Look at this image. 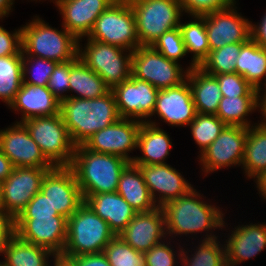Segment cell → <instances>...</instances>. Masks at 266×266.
I'll return each mask as SVG.
<instances>
[{"label": "cell", "instance_id": "obj_33", "mask_svg": "<svg viewBox=\"0 0 266 266\" xmlns=\"http://www.w3.org/2000/svg\"><path fill=\"white\" fill-rule=\"evenodd\" d=\"M191 18V21H186V23L181 20L179 24L186 52L193 54L189 66L186 67L188 71L199 66L210 51L205 16H191Z\"/></svg>", "mask_w": 266, "mask_h": 266}, {"label": "cell", "instance_id": "obj_27", "mask_svg": "<svg viewBox=\"0 0 266 266\" xmlns=\"http://www.w3.org/2000/svg\"><path fill=\"white\" fill-rule=\"evenodd\" d=\"M186 79L197 113L216 115L222 94L215 76L196 66L188 71Z\"/></svg>", "mask_w": 266, "mask_h": 266}, {"label": "cell", "instance_id": "obj_56", "mask_svg": "<svg viewBox=\"0 0 266 266\" xmlns=\"http://www.w3.org/2000/svg\"><path fill=\"white\" fill-rule=\"evenodd\" d=\"M0 214H4V207H3V203H2L1 184H0Z\"/></svg>", "mask_w": 266, "mask_h": 266}, {"label": "cell", "instance_id": "obj_9", "mask_svg": "<svg viewBox=\"0 0 266 266\" xmlns=\"http://www.w3.org/2000/svg\"><path fill=\"white\" fill-rule=\"evenodd\" d=\"M32 139L54 166H70L75 145L59 114L23 121Z\"/></svg>", "mask_w": 266, "mask_h": 266}, {"label": "cell", "instance_id": "obj_50", "mask_svg": "<svg viewBox=\"0 0 266 266\" xmlns=\"http://www.w3.org/2000/svg\"><path fill=\"white\" fill-rule=\"evenodd\" d=\"M251 38L258 45L266 48V12L260 22L251 23Z\"/></svg>", "mask_w": 266, "mask_h": 266}, {"label": "cell", "instance_id": "obj_22", "mask_svg": "<svg viewBox=\"0 0 266 266\" xmlns=\"http://www.w3.org/2000/svg\"><path fill=\"white\" fill-rule=\"evenodd\" d=\"M116 0H56L55 6L62 15V26L78 42L91 32L96 19Z\"/></svg>", "mask_w": 266, "mask_h": 266}, {"label": "cell", "instance_id": "obj_46", "mask_svg": "<svg viewBox=\"0 0 266 266\" xmlns=\"http://www.w3.org/2000/svg\"><path fill=\"white\" fill-rule=\"evenodd\" d=\"M236 0H179L184 15L203 16L217 10L225 9Z\"/></svg>", "mask_w": 266, "mask_h": 266}, {"label": "cell", "instance_id": "obj_48", "mask_svg": "<svg viewBox=\"0 0 266 266\" xmlns=\"http://www.w3.org/2000/svg\"><path fill=\"white\" fill-rule=\"evenodd\" d=\"M76 266H111L106 255L102 253L85 254L68 257Z\"/></svg>", "mask_w": 266, "mask_h": 266}, {"label": "cell", "instance_id": "obj_31", "mask_svg": "<svg viewBox=\"0 0 266 266\" xmlns=\"http://www.w3.org/2000/svg\"><path fill=\"white\" fill-rule=\"evenodd\" d=\"M236 73L243 76L255 89L266 80V48L252 38L245 42L236 61Z\"/></svg>", "mask_w": 266, "mask_h": 266}, {"label": "cell", "instance_id": "obj_10", "mask_svg": "<svg viewBox=\"0 0 266 266\" xmlns=\"http://www.w3.org/2000/svg\"><path fill=\"white\" fill-rule=\"evenodd\" d=\"M131 75L157 89L178 86L187 78L182 64L169 60L152 46H139L132 52Z\"/></svg>", "mask_w": 266, "mask_h": 266}, {"label": "cell", "instance_id": "obj_3", "mask_svg": "<svg viewBox=\"0 0 266 266\" xmlns=\"http://www.w3.org/2000/svg\"><path fill=\"white\" fill-rule=\"evenodd\" d=\"M129 163L123 157L93 152L78 145L75 146L69 167L84 198L87 195L116 192L122 171Z\"/></svg>", "mask_w": 266, "mask_h": 266}, {"label": "cell", "instance_id": "obj_47", "mask_svg": "<svg viewBox=\"0 0 266 266\" xmlns=\"http://www.w3.org/2000/svg\"><path fill=\"white\" fill-rule=\"evenodd\" d=\"M22 55L21 27L9 32L0 25V57Z\"/></svg>", "mask_w": 266, "mask_h": 266}, {"label": "cell", "instance_id": "obj_5", "mask_svg": "<svg viewBox=\"0 0 266 266\" xmlns=\"http://www.w3.org/2000/svg\"><path fill=\"white\" fill-rule=\"evenodd\" d=\"M115 236L109 224L84 202L67 220L62 256L68 258L102 253Z\"/></svg>", "mask_w": 266, "mask_h": 266}, {"label": "cell", "instance_id": "obj_53", "mask_svg": "<svg viewBox=\"0 0 266 266\" xmlns=\"http://www.w3.org/2000/svg\"><path fill=\"white\" fill-rule=\"evenodd\" d=\"M256 183L257 191L259 192V196L262 197V200H266V172L259 175L257 178L254 179Z\"/></svg>", "mask_w": 266, "mask_h": 266}, {"label": "cell", "instance_id": "obj_39", "mask_svg": "<svg viewBox=\"0 0 266 266\" xmlns=\"http://www.w3.org/2000/svg\"><path fill=\"white\" fill-rule=\"evenodd\" d=\"M103 253L111 266H146L144 253L133 249L119 235L109 242Z\"/></svg>", "mask_w": 266, "mask_h": 266}, {"label": "cell", "instance_id": "obj_11", "mask_svg": "<svg viewBox=\"0 0 266 266\" xmlns=\"http://www.w3.org/2000/svg\"><path fill=\"white\" fill-rule=\"evenodd\" d=\"M248 128L226 125L220 135L198 155L204 177L219 169L242 166Z\"/></svg>", "mask_w": 266, "mask_h": 266}, {"label": "cell", "instance_id": "obj_17", "mask_svg": "<svg viewBox=\"0 0 266 266\" xmlns=\"http://www.w3.org/2000/svg\"><path fill=\"white\" fill-rule=\"evenodd\" d=\"M40 191L48 197L57 213L67 219L84 203L81 189L69 166H55L49 170Z\"/></svg>", "mask_w": 266, "mask_h": 266}, {"label": "cell", "instance_id": "obj_36", "mask_svg": "<svg viewBox=\"0 0 266 266\" xmlns=\"http://www.w3.org/2000/svg\"><path fill=\"white\" fill-rule=\"evenodd\" d=\"M23 84L22 55L0 57V100L9 107Z\"/></svg>", "mask_w": 266, "mask_h": 266}, {"label": "cell", "instance_id": "obj_13", "mask_svg": "<svg viewBox=\"0 0 266 266\" xmlns=\"http://www.w3.org/2000/svg\"><path fill=\"white\" fill-rule=\"evenodd\" d=\"M141 124L139 120L120 118L92 135L83 146L93 152L114 154L132 162L134 156L131 157L129 154L137 150Z\"/></svg>", "mask_w": 266, "mask_h": 266}, {"label": "cell", "instance_id": "obj_25", "mask_svg": "<svg viewBox=\"0 0 266 266\" xmlns=\"http://www.w3.org/2000/svg\"><path fill=\"white\" fill-rule=\"evenodd\" d=\"M159 124L154 119L142 122L137 138V149L140 150L142 156L136 155L132 161L133 164H166V158L174 144H172L170 135L161 129Z\"/></svg>", "mask_w": 266, "mask_h": 266}, {"label": "cell", "instance_id": "obj_35", "mask_svg": "<svg viewBox=\"0 0 266 266\" xmlns=\"http://www.w3.org/2000/svg\"><path fill=\"white\" fill-rule=\"evenodd\" d=\"M220 239L202 240L200 239L196 248L192 247L190 251L182 247L181 259L179 260L181 266H227L225 246L219 241ZM191 252V255L189 254Z\"/></svg>", "mask_w": 266, "mask_h": 266}, {"label": "cell", "instance_id": "obj_29", "mask_svg": "<svg viewBox=\"0 0 266 266\" xmlns=\"http://www.w3.org/2000/svg\"><path fill=\"white\" fill-rule=\"evenodd\" d=\"M2 256L3 261L0 260L2 266H50L51 259L56 255L49 249L23 241L14 234L9 239Z\"/></svg>", "mask_w": 266, "mask_h": 266}, {"label": "cell", "instance_id": "obj_1", "mask_svg": "<svg viewBox=\"0 0 266 266\" xmlns=\"http://www.w3.org/2000/svg\"><path fill=\"white\" fill-rule=\"evenodd\" d=\"M203 194L195 188L186 195L172 199L161 208L165 217L166 237L173 239L176 236H189L203 234V240L215 239L216 229L225 228V218L222 209L217 205L204 201ZM217 206V207H216ZM220 208V209H219Z\"/></svg>", "mask_w": 266, "mask_h": 266}, {"label": "cell", "instance_id": "obj_21", "mask_svg": "<svg viewBox=\"0 0 266 266\" xmlns=\"http://www.w3.org/2000/svg\"><path fill=\"white\" fill-rule=\"evenodd\" d=\"M119 236L133 249L143 253L160 244L167 239L162 208L136 213Z\"/></svg>", "mask_w": 266, "mask_h": 266}, {"label": "cell", "instance_id": "obj_8", "mask_svg": "<svg viewBox=\"0 0 266 266\" xmlns=\"http://www.w3.org/2000/svg\"><path fill=\"white\" fill-rule=\"evenodd\" d=\"M134 51L139 46L136 19L128 0H116L96 19L87 37Z\"/></svg>", "mask_w": 266, "mask_h": 266}, {"label": "cell", "instance_id": "obj_26", "mask_svg": "<svg viewBox=\"0 0 266 266\" xmlns=\"http://www.w3.org/2000/svg\"><path fill=\"white\" fill-rule=\"evenodd\" d=\"M84 202L104 221L118 236L137 213L129 203L116 191L87 195Z\"/></svg>", "mask_w": 266, "mask_h": 266}, {"label": "cell", "instance_id": "obj_37", "mask_svg": "<svg viewBox=\"0 0 266 266\" xmlns=\"http://www.w3.org/2000/svg\"><path fill=\"white\" fill-rule=\"evenodd\" d=\"M244 43L229 44L220 49L209 51L208 56L198 67L210 75L235 73L236 61Z\"/></svg>", "mask_w": 266, "mask_h": 266}, {"label": "cell", "instance_id": "obj_28", "mask_svg": "<svg viewBox=\"0 0 266 266\" xmlns=\"http://www.w3.org/2000/svg\"><path fill=\"white\" fill-rule=\"evenodd\" d=\"M117 192L137 212H149L158 206L153 201L140 168L130 162L122 171Z\"/></svg>", "mask_w": 266, "mask_h": 266}, {"label": "cell", "instance_id": "obj_51", "mask_svg": "<svg viewBox=\"0 0 266 266\" xmlns=\"http://www.w3.org/2000/svg\"><path fill=\"white\" fill-rule=\"evenodd\" d=\"M14 165L0 150V183L4 182L12 173Z\"/></svg>", "mask_w": 266, "mask_h": 266}, {"label": "cell", "instance_id": "obj_34", "mask_svg": "<svg viewBox=\"0 0 266 266\" xmlns=\"http://www.w3.org/2000/svg\"><path fill=\"white\" fill-rule=\"evenodd\" d=\"M256 110L257 96H222L216 116L226 125H238L249 128L257 124H254V122L252 124V121L248 118L249 115L253 114Z\"/></svg>", "mask_w": 266, "mask_h": 266}, {"label": "cell", "instance_id": "obj_32", "mask_svg": "<svg viewBox=\"0 0 266 266\" xmlns=\"http://www.w3.org/2000/svg\"><path fill=\"white\" fill-rule=\"evenodd\" d=\"M241 168L250 180L266 172V126L256 124L248 128Z\"/></svg>", "mask_w": 266, "mask_h": 266}, {"label": "cell", "instance_id": "obj_42", "mask_svg": "<svg viewBox=\"0 0 266 266\" xmlns=\"http://www.w3.org/2000/svg\"><path fill=\"white\" fill-rule=\"evenodd\" d=\"M168 239V242L164 240L144 253L146 266H179L178 260L181 259L182 247L178 244L175 250V246L170 244L174 241H170L171 238Z\"/></svg>", "mask_w": 266, "mask_h": 266}, {"label": "cell", "instance_id": "obj_15", "mask_svg": "<svg viewBox=\"0 0 266 266\" xmlns=\"http://www.w3.org/2000/svg\"><path fill=\"white\" fill-rule=\"evenodd\" d=\"M0 150L14 167L54 168L37 143L32 139L23 122L0 129Z\"/></svg>", "mask_w": 266, "mask_h": 266}, {"label": "cell", "instance_id": "obj_45", "mask_svg": "<svg viewBox=\"0 0 266 266\" xmlns=\"http://www.w3.org/2000/svg\"><path fill=\"white\" fill-rule=\"evenodd\" d=\"M59 215L47 196L39 191L15 219H35Z\"/></svg>", "mask_w": 266, "mask_h": 266}, {"label": "cell", "instance_id": "obj_6", "mask_svg": "<svg viewBox=\"0 0 266 266\" xmlns=\"http://www.w3.org/2000/svg\"><path fill=\"white\" fill-rule=\"evenodd\" d=\"M136 19L140 46H152L165 32L179 27L183 8L179 0H128Z\"/></svg>", "mask_w": 266, "mask_h": 266}, {"label": "cell", "instance_id": "obj_52", "mask_svg": "<svg viewBox=\"0 0 266 266\" xmlns=\"http://www.w3.org/2000/svg\"><path fill=\"white\" fill-rule=\"evenodd\" d=\"M257 111L262 115L261 119L263 118L261 121L258 120L257 124L266 126V91H257Z\"/></svg>", "mask_w": 266, "mask_h": 266}, {"label": "cell", "instance_id": "obj_43", "mask_svg": "<svg viewBox=\"0 0 266 266\" xmlns=\"http://www.w3.org/2000/svg\"><path fill=\"white\" fill-rule=\"evenodd\" d=\"M214 76L219 83L222 96H257V89H255L243 76L236 72Z\"/></svg>", "mask_w": 266, "mask_h": 266}, {"label": "cell", "instance_id": "obj_24", "mask_svg": "<svg viewBox=\"0 0 266 266\" xmlns=\"http://www.w3.org/2000/svg\"><path fill=\"white\" fill-rule=\"evenodd\" d=\"M22 117L19 122L42 116H52L60 113L58 100L47 86L23 83L12 104L8 107Z\"/></svg>", "mask_w": 266, "mask_h": 266}, {"label": "cell", "instance_id": "obj_20", "mask_svg": "<svg viewBox=\"0 0 266 266\" xmlns=\"http://www.w3.org/2000/svg\"><path fill=\"white\" fill-rule=\"evenodd\" d=\"M144 177L150 195L158 207L172 199L186 195L194 188L174 167L169 164L137 165Z\"/></svg>", "mask_w": 266, "mask_h": 266}, {"label": "cell", "instance_id": "obj_57", "mask_svg": "<svg viewBox=\"0 0 266 266\" xmlns=\"http://www.w3.org/2000/svg\"><path fill=\"white\" fill-rule=\"evenodd\" d=\"M264 82L265 83L260 88H258L257 91H266V80ZM263 87H264V89H263Z\"/></svg>", "mask_w": 266, "mask_h": 266}, {"label": "cell", "instance_id": "obj_58", "mask_svg": "<svg viewBox=\"0 0 266 266\" xmlns=\"http://www.w3.org/2000/svg\"><path fill=\"white\" fill-rule=\"evenodd\" d=\"M31 1H32V0H31ZM33 1H36V2H37L38 0H33ZM39 1H42V0H39ZM45 1H46V0H45ZM50 1H51V2L53 1V3H54V0H50Z\"/></svg>", "mask_w": 266, "mask_h": 266}, {"label": "cell", "instance_id": "obj_18", "mask_svg": "<svg viewBox=\"0 0 266 266\" xmlns=\"http://www.w3.org/2000/svg\"><path fill=\"white\" fill-rule=\"evenodd\" d=\"M67 218L61 215L14 219L15 234L23 241L62 255L67 236Z\"/></svg>", "mask_w": 266, "mask_h": 266}, {"label": "cell", "instance_id": "obj_38", "mask_svg": "<svg viewBox=\"0 0 266 266\" xmlns=\"http://www.w3.org/2000/svg\"><path fill=\"white\" fill-rule=\"evenodd\" d=\"M188 126L201 154L220 135L226 124L216 115L197 113Z\"/></svg>", "mask_w": 266, "mask_h": 266}, {"label": "cell", "instance_id": "obj_14", "mask_svg": "<svg viewBox=\"0 0 266 266\" xmlns=\"http://www.w3.org/2000/svg\"><path fill=\"white\" fill-rule=\"evenodd\" d=\"M236 3L204 15L210 51L229 44L247 42L251 38L252 21L236 10Z\"/></svg>", "mask_w": 266, "mask_h": 266}, {"label": "cell", "instance_id": "obj_44", "mask_svg": "<svg viewBox=\"0 0 266 266\" xmlns=\"http://www.w3.org/2000/svg\"><path fill=\"white\" fill-rule=\"evenodd\" d=\"M70 61L58 63L48 82V89L60 101L69 98ZM65 92V93H64Z\"/></svg>", "mask_w": 266, "mask_h": 266}, {"label": "cell", "instance_id": "obj_12", "mask_svg": "<svg viewBox=\"0 0 266 266\" xmlns=\"http://www.w3.org/2000/svg\"><path fill=\"white\" fill-rule=\"evenodd\" d=\"M52 168L15 167L1 182L4 214L15 219L40 191L45 174Z\"/></svg>", "mask_w": 266, "mask_h": 266}, {"label": "cell", "instance_id": "obj_49", "mask_svg": "<svg viewBox=\"0 0 266 266\" xmlns=\"http://www.w3.org/2000/svg\"><path fill=\"white\" fill-rule=\"evenodd\" d=\"M15 234L14 219L0 214V256L4 253L9 239Z\"/></svg>", "mask_w": 266, "mask_h": 266}, {"label": "cell", "instance_id": "obj_54", "mask_svg": "<svg viewBox=\"0 0 266 266\" xmlns=\"http://www.w3.org/2000/svg\"><path fill=\"white\" fill-rule=\"evenodd\" d=\"M15 0H0V19L8 17L13 11V5ZM0 20V21H1Z\"/></svg>", "mask_w": 266, "mask_h": 266}, {"label": "cell", "instance_id": "obj_30", "mask_svg": "<svg viewBox=\"0 0 266 266\" xmlns=\"http://www.w3.org/2000/svg\"><path fill=\"white\" fill-rule=\"evenodd\" d=\"M109 91L104 80L78 56L70 61L69 93L72 92V94H69V98H99Z\"/></svg>", "mask_w": 266, "mask_h": 266}, {"label": "cell", "instance_id": "obj_16", "mask_svg": "<svg viewBox=\"0 0 266 266\" xmlns=\"http://www.w3.org/2000/svg\"><path fill=\"white\" fill-rule=\"evenodd\" d=\"M111 91L120 118L146 122L154 111L159 89L131 75Z\"/></svg>", "mask_w": 266, "mask_h": 266}, {"label": "cell", "instance_id": "obj_4", "mask_svg": "<svg viewBox=\"0 0 266 266\" xmlns=\"http://www.w3.org/2000/svg\"><path fill=\"white\" fill-rule=\"evenodd\" d=\"M62 30V31H61ZM58 30L39 15L21 26L22 55L66 63L78 56V39L63 26Z\"/></svg>", "mask_w": 266, "mask_h": 266}, {"label": "cell", "instance_id": "obj_2", "mask_svg": "<svg viewBox=\"0 0 266 266\" xmlns=\"http://www.w3.org/2000/svg\"><path fill=\"white\" fill-rule=\"evenodd\" d=\"M60 115L75 146L120 119L110 90L99 98H67L60 101Z\"/></svg>", "mask_w": 266, "mask_h": 266}, {"label": "cell", "instance_id": "obj_55", "mask_svg": "<svg viewBox=\"0 0 266 266\" xmlns=\"http://www.w3.org/2000/svg\"><path fill=\"white\" fill-rule=\"evenodd\" d=\"M52 262H53V266H76L69 258H66L62 255H56L52 259Z\"/></svg>", "mask_w": 266, "mask_h": 266}, {"label": "cell", "instance_id": "obj_19", "mask_svg": "<svg viewBox=\"0 0 266 266\" xmlns=\"http://www.w3.org/2000/svg\"><path fill=\"white\" fill-rule=\"evenodd\" d=\"M197 111L192 97V91L187 79L178 86L160 89L151 121L156 115L168 126L185 127L196 117Z\"/></svg>", "mask_w": 266, "mask_h": 266}, {"label": "cell", "instance_id": "obj_7", "mask_svg": "<svg viewBox=\"0 0 266 266\" xmlns=\"http://www.w3.org/2000/svg\"><path fill=\"white\" fill-rule=\"evenodd\" d=\"M78 42V57L112 90L131 77L132 51L96 40Z\"/></svg>", "mask_w": 266, "mask_h": 266}, {"label": "cell", "instance_id": "obj_23", "mask_svg": "<svg viewBox=\"0 0 266 266\" xmlns=\"http://www.w3.org/2000/svg\"><path fill=\"white\" fill-rule=\"evenodd\" d=\"M231 234V235H230ZM225 246L226 265L237 266L266 249V223L241 224L228 234Z\"/></svg>", "mask_w": 266, "mask_h": 266}, {"label": "cell", "instance_id": "obj_41", "mask_svg": "<svg viewBox=\"0 0 266 266\" xmlns=\"http://www.w3.org/2000/svg\"><path fill=\"white\" fill-rule=\"evenodd\" d=\"M152 47L169 60L178 63L187 54L179 27L163 33Z\"/></svg>", "mask_w": 266, "mask_h": 266}, {"label": "cell", "instance_id": "obj_40", "mask_svg": "<svg viewBox=\"0 0 266 266\" xmlns=\"http://www.w3.org/2000/svg\"><path fill=\"white\" fill-rule=\"evenodd\" d=\"M57 64L41 57L22 55L23 83L47 86Z\"/></svg>", "mask_w": 266, "mask_h": 266}]
</instances>
